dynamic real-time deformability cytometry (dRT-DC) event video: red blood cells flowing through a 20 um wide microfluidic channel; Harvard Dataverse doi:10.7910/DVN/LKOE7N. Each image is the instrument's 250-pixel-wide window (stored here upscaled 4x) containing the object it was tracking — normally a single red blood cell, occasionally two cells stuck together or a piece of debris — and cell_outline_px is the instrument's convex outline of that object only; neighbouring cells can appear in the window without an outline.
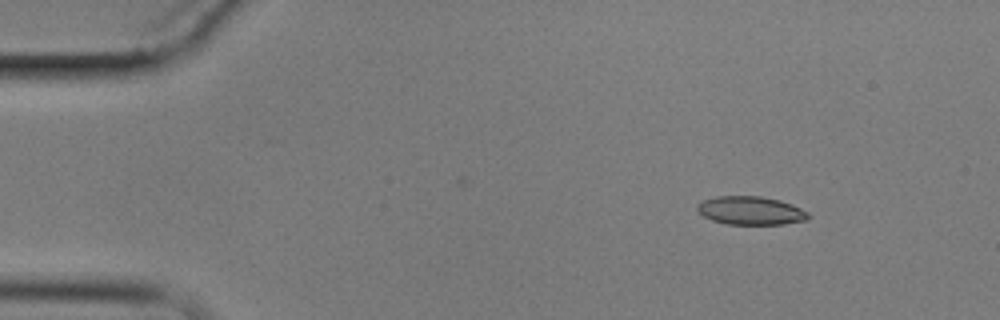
{"species": "common noctule bat (a hibernating species)", "species_latin": "Nyctalus noctula", "temperature_condition": "cold", "stored_images_in_passage": 4, "camera_frame_rate_fps": 3000, "um_per_image_px": 0.085, "animal": {"sex": "male", "body_mass_g": 17.9}, "frame": {"image": 1, "passage_image": 2, "time_ms": 1.333, "image_size_px": [1000, 320], "cell_outline_px": [[812, 216], [808, 220], [784, 224], [728, 224], [712, 220], [704, 216], [696, 208], [696, 204], [704, 200], [716, 196], [760, 196], [780, 200], [792, 204], [808, 212]], "centroid_in_image_um": [63.84, 17.9], "position_along_channel_um": 21.2, "area_um2": 18.44}}